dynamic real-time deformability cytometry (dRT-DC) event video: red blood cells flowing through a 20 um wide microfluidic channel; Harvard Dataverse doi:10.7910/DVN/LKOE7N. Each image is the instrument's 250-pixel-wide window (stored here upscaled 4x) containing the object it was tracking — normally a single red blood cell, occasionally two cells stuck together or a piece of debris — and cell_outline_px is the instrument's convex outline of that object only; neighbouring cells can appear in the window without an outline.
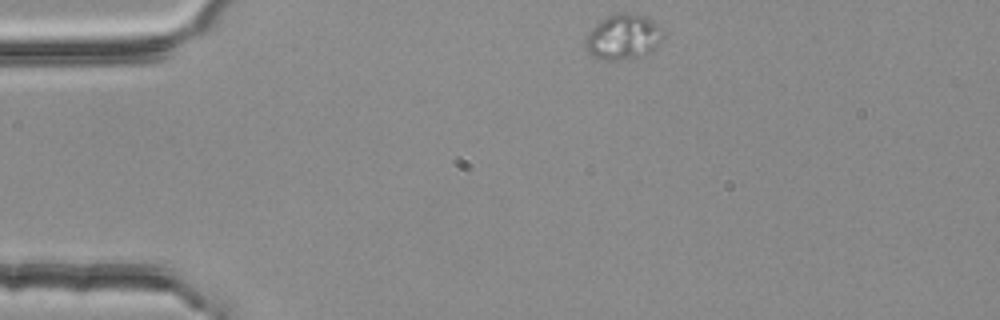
{"species": "common noctule bat (a hibernating species)", "species_latin": "Nyctalus noctula", "temperature_condition": "room temperature", "stored_images_in_passage": 2, "camera_frame_rate_fps": 3000, "um_per_image_px": 0.085, "animal": {"sex": "female", "body_mass_g": 25.1}, "frame": {"image": 1, "passage_image": 1, "time_ms": 0.0, "image_size_px": [1000, 320], "cell_outline_px": [[664, 36], [644, 56], [620, 60], [600, 60], [592, 56], [584, 48], [584, 40], [588, 32], [596, 24], [608, 16], [616, 12], [628, 12], [644, 16], [652, 20], [664, 32]], "centroid_in_image_um": [52.92, 3.14], "position_along_channel_um": 32.1, "area_um2": 20.58}}